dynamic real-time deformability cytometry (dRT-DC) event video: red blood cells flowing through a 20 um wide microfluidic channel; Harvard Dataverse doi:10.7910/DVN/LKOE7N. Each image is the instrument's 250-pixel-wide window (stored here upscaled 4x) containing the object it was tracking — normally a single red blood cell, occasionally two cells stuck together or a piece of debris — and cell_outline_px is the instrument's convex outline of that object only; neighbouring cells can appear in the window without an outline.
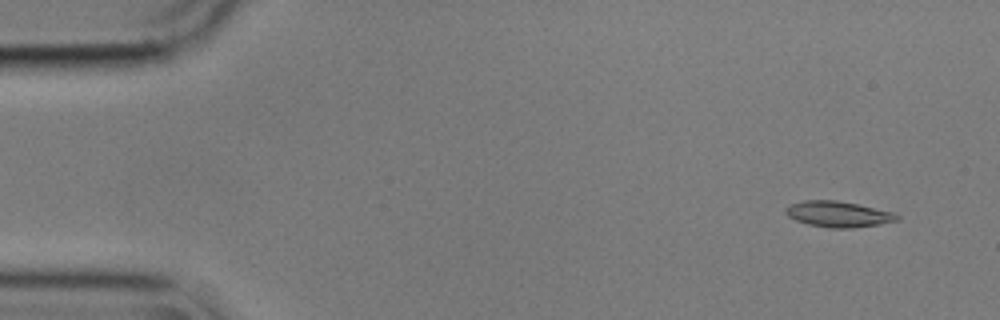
{"species": "common noctule bat (a hibernating species)", "species_latin": "Nyctalus noctula", "temperature_condition": "cold", "stored_images_in_passage": 55, "camera_frame_rate_fps": 3000, "um_per_image_px": 0.085, "animal": {"sex": "male", "body_mass_g": 17.9}, "frame": {"image": 1, "passage_image": 3, "time_ms": 0.667, "image_size_px": [1000, 320], "cell_outline_px": [[900, 220], [880, 224], [852, 228], [828, 228], [808, 224], [796, 220], [788, 216], [784, 212], [784, 208], [788, 204], [804, 200], [836, 200], [896, 212], [900, 216]], "centroid_in_image_um": [71.25, 18.2], "position_along_channel_um": 13.7, "area_um2": 16.99}}
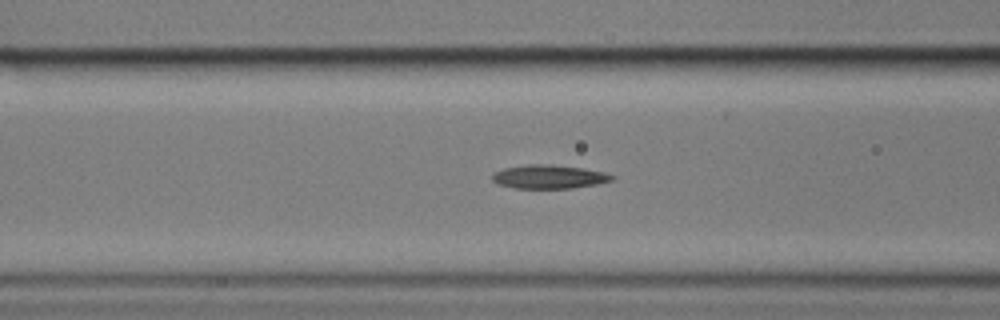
{"frame": {"image": 2, "passage_image": 21, "time_ms": 6.667, "image_size_px": [1000, 320], "cell_outline_px": [[616, 176], [612, 180], [596, 184], [572, 188], [512, 188], [496, 184], [492, 180], [492, 172], [504, 168], [528, 164], [548, 164], [580, 168], [604, 172]], "centroid_in_image_um": [46.6, 15.02], "position_along_channel_um": 120.0, "area_um2": 16.53}}
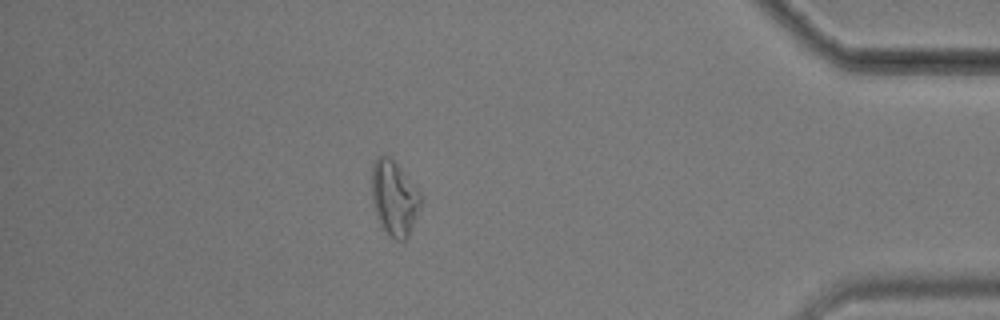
{"frame": {"image": 3, "passage_image": 48, "time_ms": 15.667, "image_size_px": [1000, 320], "cell_outline_px": [[420, 204], [408, 236], [404, 240], [396, 240], [388, 236], [380, 228], [372, 204], [372, 164], [376, 156], [384, 152], [400, 168], [420, 192]], "centroid_in_image_um": [33.45, 16.83], "position_along_channel_um": 401.8, "area_um2": 21.44}, "authors_computed_cell_mechanics": {"area_um2": 16.6464, "velocity_mm_per_s": 3.5823, "shape_relaxation_time_tau1_ms": 6.3227, "shape_relaxation_time_tau2_ms": 7.8511, "deformation_change_tau1": 0.1361, "deformation_change_tau2": 0.1724}}